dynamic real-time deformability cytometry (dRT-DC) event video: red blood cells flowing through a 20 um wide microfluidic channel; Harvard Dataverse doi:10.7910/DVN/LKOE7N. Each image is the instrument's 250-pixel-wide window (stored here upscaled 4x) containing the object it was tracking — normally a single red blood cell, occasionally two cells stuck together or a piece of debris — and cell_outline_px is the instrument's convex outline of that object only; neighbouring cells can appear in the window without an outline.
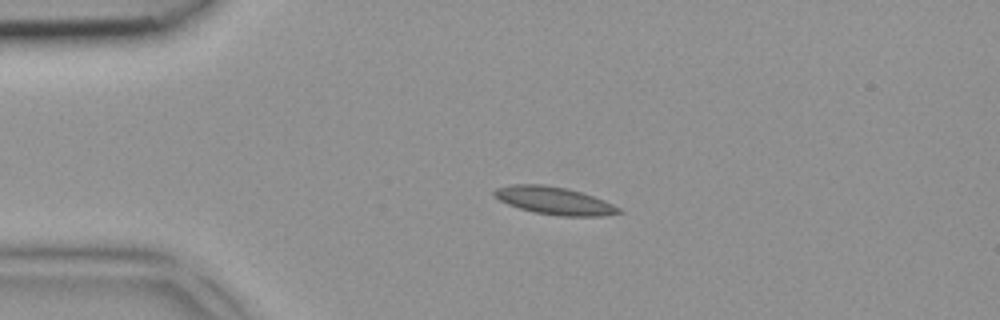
{"species": "common noctule bat (a hibernating species)", "species_latin": "Nyctalus noctula", "temperature_condition": "room temperature", "stored_images_in_passage": 4, "camera_frame_rate_fps": 3000, "um_per_image_px": 0.085, "animal": {"sex": "female", "body_mass_g": 18.4}, "frame": {"image": 1, "passage_image": 1, "time_ms": 0.0, "image_size_px": [1000, 320], "cell_outline_px": [[624, 212], [604, 216], [560, 216], [536, 212], [520, 208], [508, 204], [500, 200], [492, 192], [496, 188], [512, 184], [544, 184], [568, 188], [604, 200], [620, 208]], "centroid_in_image_um": [47.13, 17.05], "position_along_channel_um": 37.9, "area_um2": 19.94}}
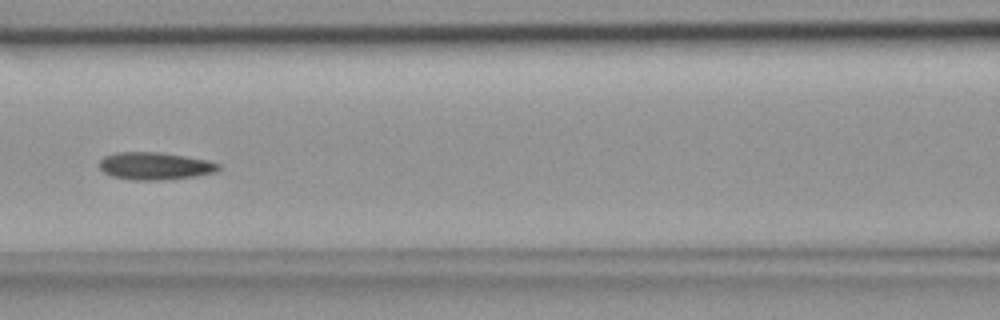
{"frame": {"image": 2, "passage_image": 4, "time_ms": 1.0, "image_size_px": [1000, 320], "cell_outline_px": [[220, 168], [216, 172], [196, 176], [160, 180], [136, 180], [112, 176], [104, 172], [100, 168], [100, 160], [104, 156], [116, 152], [160, 152], [208, 160], [220, 164]], "centroid_in_image_um": [13.18, 14.1], "position_along_channel_um": 153.4, "area_um2": 19.02}}